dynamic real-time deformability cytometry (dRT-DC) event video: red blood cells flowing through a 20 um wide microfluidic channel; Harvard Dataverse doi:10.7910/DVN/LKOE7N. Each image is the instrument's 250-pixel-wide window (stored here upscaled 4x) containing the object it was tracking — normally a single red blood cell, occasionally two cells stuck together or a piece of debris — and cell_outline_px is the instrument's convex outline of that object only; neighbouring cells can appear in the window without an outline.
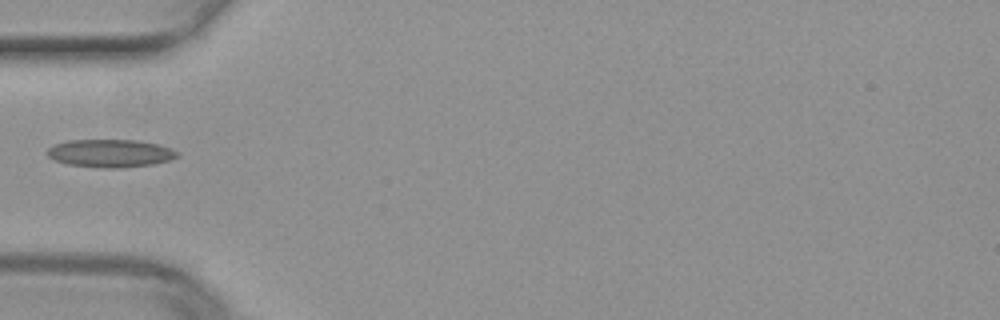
{"species": "common noctule bat (a hibernating species)", "species_latin": "Nyctalus noctula", "temperature_condition": "warm", "stored_images_in_passage": 34, "camera_frame_rate_fps": 3000, "um_per_image_px": 0.085, "animal": {"sex": "female", "body_mass_g": 29.2, "forearm_length_mm": 56.3}, "frame": {"image": 1, "passage_image": 1, "time_ms": 0.0, "image_size_px": [1000, 320], "cell_outline_px": [[180, 156], [172, 160], [152, 164], [120, 168], [104, 168], [68, 164], [56, 160], [48, 156], [48, 148], [56, 144], [68, 140], [140, 140], [160, 144], [172, 148], [180, 152]], "centroid_in_image_um": [9.47, 13.02], "position_along_channel_um": 75.5, "area_um2": 21.27}}
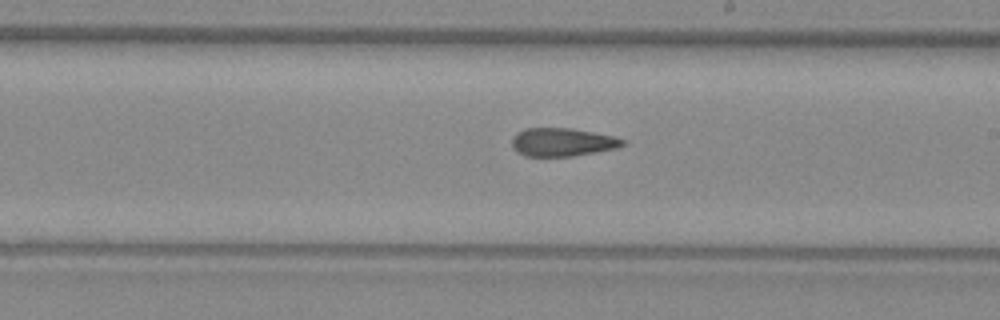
{"frame": {"image": 2, "passage_image": 13, "time_ms": 4.0, "image_size_px": [1000, 320], "cell_outline_px": [[624, 144], [616, 148], [572, 156], [524, 156], [516, 152], [512, 148], [512, 136], [516, 132], [524, 128], [572, 128], [616, 136], [624, 140]], "centroid_in_image_um": [47.75, 12.07], "position_along_channel_um": 241.3, "area_um2": 18.38}}
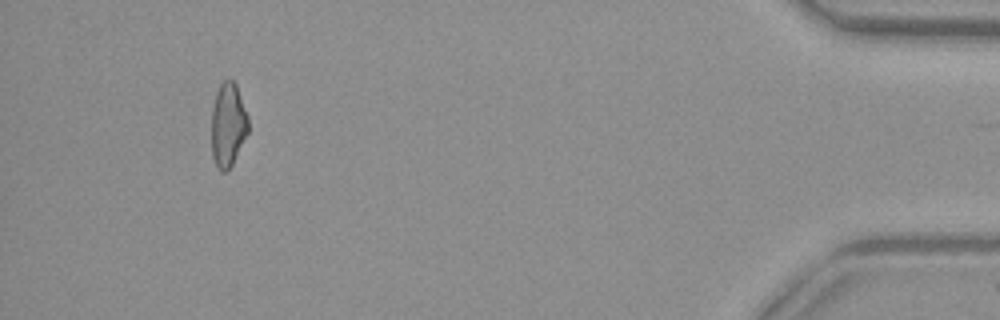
{"frame": {"image": 3, "passage_image": 31, "time_ms": 10.0, "image_size_px": [1000, 320], "cell_outline_px": [[248, 132], [228, 172], [220, 172], [216, 168], [212, 156], [212, 108], [216, 92], [220, 84], [224, 80], [232, 80], [236, 84], [248, 116]], "centroid_in_image_um": [19.37, 10.64], "position_along_channel_um": 415.8, "area_um2": 18.03}}